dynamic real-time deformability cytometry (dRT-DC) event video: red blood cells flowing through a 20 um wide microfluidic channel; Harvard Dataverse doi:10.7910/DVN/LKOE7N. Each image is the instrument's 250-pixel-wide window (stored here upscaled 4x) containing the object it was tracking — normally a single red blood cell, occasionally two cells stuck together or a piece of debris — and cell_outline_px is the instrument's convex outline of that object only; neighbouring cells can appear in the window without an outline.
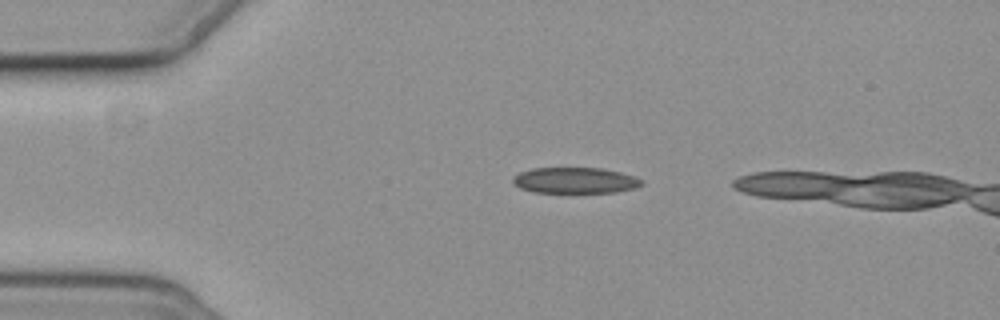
{"species": "common noctule bat (a hibernating species)", "species_latin": "Nyctalus noctula", "temperature_condition": "cold", "stored_images_in_passage": 3, "camera_frame_rate_fps": 3000, "um_per_image_px": 0.085, "animal": {"sex": "female", "body_mass_g": 19.3, "forearm_length_mm": 54.1}, "frame": {"image": 1, "passage_image": 2, "time_ms": 1.333, "image_size_px": [1000, 320], "cell_outline_px": [[644, 184], [636, 188], [616, 192], [532, 192], [520, 188], [512, 184], [512, 176], [520, 172], [532, 168], [604, 168], [620, 172], [644, 180]], "centroid_in_image_um": [48.87, 15.33], "position_along_channel_um": 36.1, "area_um2": 19.59}}